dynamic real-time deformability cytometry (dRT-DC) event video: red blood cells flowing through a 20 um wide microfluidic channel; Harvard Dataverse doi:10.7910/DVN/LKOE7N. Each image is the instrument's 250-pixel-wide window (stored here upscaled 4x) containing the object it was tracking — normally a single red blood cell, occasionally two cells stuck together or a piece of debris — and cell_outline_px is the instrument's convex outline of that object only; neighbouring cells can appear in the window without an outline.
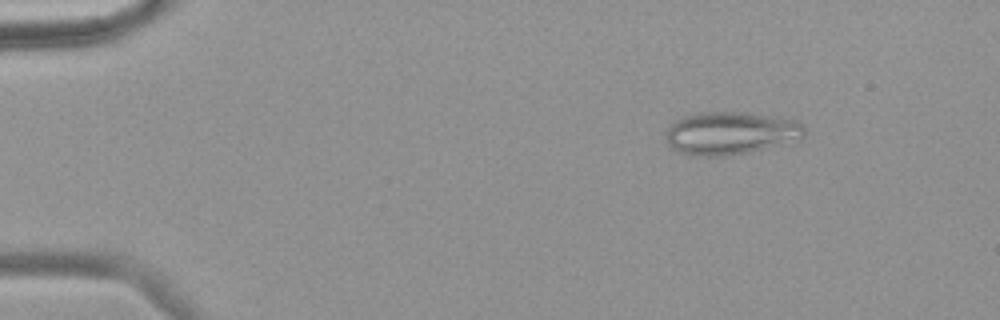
{"species": "common noctule bat (a hibernating species)", "species_latin": "Nyctalus noctula", "temperature_condition": "warm", "stored_images_in_passage": 57, "camera_frame_rate_fps": 3000, "um_per_image_px": 0.085, "animal": {"sex": "female", "body_mass_g": 18.4}, "frame": {"image": 1, "passage_image": 8, "time_ms": 2.333, "image_size_px": [1000, 320], "cell_outline_px": [[804, 136], [800, 140], [748, 152], [724, 156], [696, 156], [676, 152], [668, 144], [664, 136], [668, 128], [676, 120], [684, 116], [700, 112], [744, 112], [796, 120], [804, 124]], "centroid_in_image_um": [62.08, 11.32], "position_along_channel_um": 22.9, "area_um2": 34.74}}
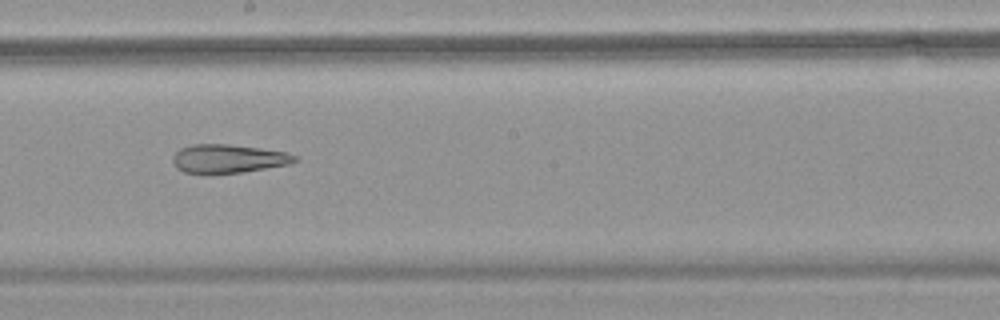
{"frame": {"image": 2, "passage_image": 33, "time_ms": 10.667, "image_size_px": [1000, 320], "cell_outline_px": [[300, 160], [288, 164], [244, 172], [184, 172], [176, 168], [172, 160], [172, 156], [180, 148], [192, 144], [228, 144], [260, 148], [288, 152], [296, 156]], "centroid_in_image_um": [19.42, 13.46], "position_along_channel_um": 228.8, "area_um2": 20.11}}
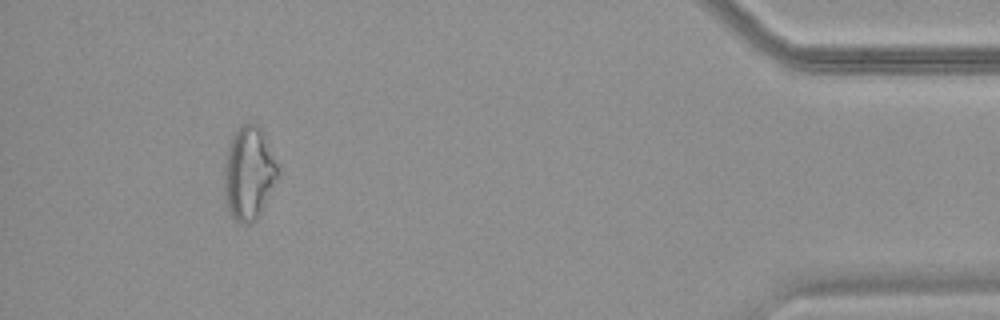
{"frame": {"image": 3, "passage_image": 53, "time_ms": 17.333, "image_size_px": [1000, 320], "cell_outline_px": [[280, 176], [260, 216], [256, 220], [240, 224], [232, 216], [228, 208], [224, 196], [224, 156], [228, 144], [232, 136], [240, 124], [256, 124], [264, 132], [280, 172]], "centroid_in_image_um": [21.16, 14.72], "position_along_channel_um": 414.0, "area_um2": 29.77}, "authors_computed_cell_mechanics": {"area_um2": 27.455, "velocity_mm_per_s": 3.6035, "shape_relaxation_time_tau1_ms": null, "shape_relaxation_time_tau2_ms": 5.9768, "deformation_change_tau1": null, "deformation_change_tau2": 0.1793}}